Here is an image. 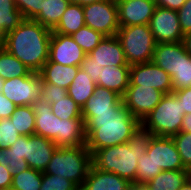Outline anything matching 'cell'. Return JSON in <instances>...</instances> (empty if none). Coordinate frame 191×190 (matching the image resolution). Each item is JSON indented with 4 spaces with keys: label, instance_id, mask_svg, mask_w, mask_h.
I'll list each match as a JSON object with an SVG mask.
<instances>
[{
    "label": "cell",
    "instance_id": "cell-1",
    "mask_svg": "<svg viewBox=\"0 0 191 190\" xmlns=\"http://www.w3.org/2000/svg\"><path fill=\"white\" fill-rule=\"evenodd\" d=\"M84 123L86 146L91 154L98 149L127 143L141 126L122 100L110 111L93 112Z\"/></svg>",
    "mask_w": 191,
    "mask_h": 190
},
{
    "label": "cell",
    "instance_id": "cell-2",
    "mask_svg": "<svg viewBox=\"0 0 191 190\" xmlns=\"http://www.w3.org/2000/svg\"><path fill=\"white\" fill-rule=\"evenodd\" d=\"M52 31L33 19H24L3 36L2 47L18 58L31 72L39 73L49 60Z\"/></svg>",
    "mask_w": 191,
    "mask_h": 190
},
{
    "label": "cell",
    "instance_id": "cell-3",
    "mask_svg": "<svg viewBox=\"0 0 191 190\" xmlns=\"http://www.w3.org/2000/svg\"><path fill=\"white\" fill-rule=\"evenodd\" d=\"M153 136L140 126L127 143L96 150L92 154V165L101 171L115 173L135 182L138 157L145 155Z\"/></svg>",
    "mask_w": 191,
    "mask_h": 190
},
{
    "label": "cell",
    "instance_id": "cell-4",
    "mask_svg": "<svg viewBox=\"0 0 191 190\" xmlns=\"http://www.w3.org/2000/svg\"><path fill=\"white\" fill-rule=\"evenodd\" d=\"M92 166V154L86 145L57 147L43 173L60 175L79 188Z\"/></svg>",
    "mask_w": 191,
    "mask_h": 190
},
{
    "label": "cell",
    "instance_id": "cell-5",
    "mask_svg": "<svg viewBox=\"0 0 191 190\" xmlns=\"http://www.w3.org/2000/svg\"><path fill=\"white\" fill-rule=\"evenodd\" d=\"M185 111L172 92L165 94L154 109L141 121V126L154 136L172 137L180 132Z\"/></svg>",
    "mask_w": 191,
    "mask_h": 190
},
{
    "label": "cell",
    "instance_id": "cell-6",
    "mask_svg": "<svg viewBox=\"0 0 191 190\" xmlns=\"http://www.w3.org/2000/svg\"><path fill=\"white\" fill-rule=\"evenodd\" d=\"M129 65L152 60L156 41L149 25L120 27L116 33Z\"/></svg>",
    "mask_w": 191,
    "mask_h": 190
},
{
    "label": "cell",
    "instance_id": "cell-7",
    "mask_svg": "<svg viewBox=\"0 0 191 190\" xmlns=\"http://www.w3.org/2000/svg\"><path fill=\"white\" fill-rule=\"evenodd\" d=\"M85 26L104 36L116 35L120 28L116 0H103L83 6Z\"/></svg>",
    "mask_w": 191,
    "mask_h": 190
},
{
    "label": "cell",
    "instance_id": "cell-8",
    "mask_svg": "<svg viewBox=\"0 0 191 190\" xmlns=\"http://www.w3.org/2000/svg\"><path fill=\"white\" fill-rule=\"evenodd\" d=\"M43 80L37 72L4 80L1 93L17 106H32L40 99Z\"/></svg>",
    "mask_w": 191,
    "mask_h": 190
},
{
    "label": "cell",
    "instance_id": "cell-9",
    "mask_svg": "<svg viewBox=\"0 0 191 190\" xmlns=\"http://www.w3.org/2000/svg\"><path fill=\"white\" fill-rule=\"evenodd\" d=\"M165 94L153 87L129 85L122 97L124 106L140 122L161 101Z\"/></svg>",
    "mask_w": 191,
    "mask_h": 190
},
{
    "label": "cell",
    "instance_id": "cell-10",
    "mask_svg": "<svg viewBox=\"0 0 191 190\" xmlns=\"http://www.w3.org/2000/svg\"><path fill=\"white\" fill-rule=\"evenodd\" d=\"M129 85L150 86L164 94L173 92L171 76L152 61L130 65Z\"/></svg>",
    "mask_w": 191,
    "mask_h": 190
},
{
    "label": "cell",
    "instance_id": "cell-11",
    "mask_svg": "<svg viewBox=\"0 0 191 190\" xmlns=\"http://www.w3.org/2000/svg\"><path fill=\"white\" fill-rule=\"evenodd\" d=\"M149 27L156 43L181 42L183 40L184 34L181 30L178 13L175 10L156 6Z\"/></svg>",
    "mask_w": 191,
    "mask_h": 190
},
{
    "label": "cell",
    "instance_id": "cell-12",
    "mask_svg": "<svg viewBox=\"0 0 191 190\" xmlns=\"http://www.w3.org/2000/svg\"><path fill=\"white\" fill-rule=\"evenodd\" d=\"M86 53L70 35L52 32L49 44V60L64 66H81Z\"/></svg>",
    "mask_w": 191,
    "mask_h": 190
},
{
    "label": "cell",
    "instance_id": "cell-13",
    "mask_svg": "<svg viewBox=\"0 0 191 190\" xmlns=\"http://www.w3.org/2000/svg\"><path fill=\"white\" fill-rule=\"evenodd\" d=\"M146 153L162 171L185 169L172 137L153 136Z\"/></svg>",
    "mask_w": 191,
    "mask_h": 190
},
{
    "label": "cell",
    "instance_id": "cell-14",
    "mask_svg": "<svg viewBox=\"0 0 191 190\" xmlns=\"http://www.w3.org/2000/svg\"><path fill=\"white\" fill-rule=\"evenodd\" d=\"M120 27L149 25L156 8L154 0H116Z\"/></svg>",
    "mask_w": 191,
    "mask_h": 190
},
{
    "label": "cell",
    "instance_id": "cell-15",
    "mask_svg": "<svg viewBox=\"0 0 191 190\" xmlns=\"http://www.w3.org/2000/svg\"><path fill=\"white\" fill-rule=\"evenodd\" d=\"M57 145L43 136H25V160L28 167L44 172Z\"/></svg>",
    "mask_w": 191,
    "mask_h": 190
},
{
    "label": "cell",
    "instance_id": "cell-16",
    "mask_svg": "<svg viewBox=\"0 0 191 190\" xmlns=\"http://www.w3.org/2000/svg\"><path fill=\"white\" fill-rule=\"evenodd\" d=\"M90 54L91 61L101 67L130 66L126 61L122 45L116 35L105 36Z\"/></svg>",
    "mask_w": 191,
    "mask_h": 190
},
{
    "label": "cell",
    "instance_id": "cell-17",
    "mask_svg": "<svg viewBox=\"0 0 191 190\" xmlns=\"http://www.w3.org/2000/svg\"><path fill=\"white\" fill-rule=\"evenodd\" d=\"M32 107L35 113V134L54 142L59 133L60 118L53 114L51 104L44 100H36Z\"/></svg>",
    "mask_w": 191,
    "mask_h": 190
},
{
    "label": "cell",
    "instance_id": "cell-18",
    "mask_svg": "<svg viewBox=\"0 0 191 190\" xmlns=\"http://www.w3.org/2000/svg\"><path fill=\"white\" fill-rule=\"evenodd\" d=\"M130 183L115 173L101 171L92 165L79 190H128Z\"/></svg>",
    "mask_w": 191,
    "mask_h": 190
},
{
    "label": "cell",
    "instance_id": "cell-19",
    "mask_svg": "<svg viewBox=\"0 0 191 190\" xmlns=\"http://www.w3.org/2000/svg\"><path fill=\"white\" fill-rule=\"evenodd\" d=\"M186 52L182 41L157 43L151 61L173 76L179 65V55H185Z\"/></svg>",
    "mask_w": 191,
    "mask_h": 190
},
{
    "label": "cell",
    "instance_id": "cell-20",
    "mask_svg": "<svg viewBox=\"0 0 191 190\" xmlns=\"http://www.w3.org/2000/svg\"><path fill=\"white\" fill-rule=\"evenodd\" d=\"M121 100L122 97L119 94L107 88L96 86L94 93L81 109L83 121L85 122L89 117L93 116V112L110 111Z\"/></svg>",
    "mask_w": 191,
    "mask_h": 190
},
{
    "label": "cell",
    "instance_id": "cell-21",
    "mask_svg": "<svg viewBox=\"0 0 191 190\" xmlns=\"http://www.w3.org/2000/svg\"><path fill=\"white\" fill-rule=\"evenodd\" d=\"M54 143L58 147L86 145L83 118L60 119L59 133Z\"/></svg>",
    "mask_w": 191,
    "mask_h": 190
},
{
    "label": "cell",
    "instance_id": "cell-22",
    "mask_svg": "<svg viewBox=\"0 0 191 190\" xmlns=\"http://www.w3.org/2000/svg\"><path fill=\"white\" fill-rule=\"evenodd\" d=\"M130 66L103 67L97 86L107 88L121 97L129 86Z\"/></svg>",
    "mask_w": 191,
    "mask_h": 190
},
{
    "label": "cell",
    "instance_id": "cell-23",
    "mask_svg": "<svg viewBox=\"0 0 191 190\" xmlns=\"http://www.w3.org/2000/svg\"><path fill=\"white\" fill-rule=\"evenodd\" d=\"M79 69V66H64L48 60L39 74L44 83H52L68 89Z\"/></svg>",
    "mask_w": 191,
    "mask_h": 190
},
{
    "label": "cell",
    "instance_id": "cell-24",
    "mask_svg": "<svg viewBox=\"0 0 191 190\" xmlns=\"http://www.w3.org/2000/svg\"><path fill=\"white\" fill-rule=\"evenodd\" d=\"M84 26L85 17L83 6L70 3L62 15L59 23L52 32L71 36Z\"/></svg>",
    "mask_w": 191,
    "mask_h": 190
},
{
    "label": "cell",
    "instance_id": "cell-25",
    "mask_svg": "<svg viewBox=\"0 0 191 190\" xmlns=\"http://www.w3.org/2000/svg\"><path fill=\"white\" fill-rule=\"evenodd\" d=\"M69 4L68 0H44L41 12L33 20L53 31Z\"/></svg>",
    "mask_w": 191,
    "mask_h": 190
},
{
    "label": "cell",
    "instance_id": "cell-26",
    "mask_svg": "<svg viewBox=\"0 0 191 190\" xmlns=\"http://www.w3.org/2000/svg\"><path fill=\"white\" fill-rule=\"evenodd\" d=\"M96 86L97 85L92 81L91 76L80 68L73 79L72 84L67 89V94L82 109L86 101L94 93Z\"/></svg>",
    "mask_w": 191,
    "mask_h": 190
},
{
    "label": "cell",
    "instance_id": "cell-27",
    "mask_svg": "<svg viewBox=\"0 0 191 190\" xmlns=\"http://www.w3.org/2000/svg\"><path fill=\"white\" fill-rule=\"evenodd\" d=\"M188 180V170H165L146 183L149 190H179Z\"/></svg>",
    "mask_w": 191,
    "mask_h": 190
},
{
    "label": "cell",
    "instance_id": "cell-28",
    "mask_svg": "<svg viewBox=\"0 0 191 190\" xmlns=\"http://www.w3.org/2000/svg\"><path fill=\"white\" fill-rule=\"evenodd\" d=\"M31 71L5 48L0 49V77L4 80L27 76Z\"/></svg>",
    "mask_w": 191,
    "mask_h": 190
},
{
    "label": "cell",
    "instance_id": "cell-29",
    "mask_svg": "<svg viewBox=\"0 0 191 190\" xmlns=\"http://www.w3.org/2000/svg\"><path fill=\"white\" fill-rule=\"evenodd\" d=\"M24 20L14 0H0V35L13 31Z\"/></svg>",
    "mask_w": 191,
    "mask_h": 190
},
{
    "label": "cell",
    "instance_id": "cell-30",
    "mask_svg": "<svg viewBox=\"0 0 191 190\" xmlns=\"http://www.w3.org/2000/svg\"><path fill=\"white\" fill-rule=\"evenodd\" d=\"M10 120L19 134L23 136L35 134V113L32 106H17Z\"/></svg>",
    "mask_w": 191,
    "mask_h": 190
},
{
    "label": "cell",
    "instance_id": "cell-31",
    "mask_svg": "<svg viewBox=\"0 0 191 190\" xmlns=\"http://www.w3.org/2000/svg\"><path fill=\"white\" fill-rule=\"evenodd\" d=\"M42 173L28 168L19 174L13 175L11 188L13 190H40Z\"/></svg>",
    "mask_w": 191,
    "mask_h": 190
},
{
    "label": "cell",
    "instance_id": "cell-32",
    "mask_svg": "<svg viewBox=\"0 0 191 190\" xmlns=\"http://www.w3.org/2000/svg\"><path fill=\"white\" fill-rule=\"evenodd\" d=\"M173 91L191 88V55H179V65L176 74L171 76Z\"/></svg>",
    "mask_w": 191,
    "mask_h": 190
},
{
    "label": "cell",
    "instance_id": "cell-33",
    "mask_svg": "<svg viewBox=\"0 0 191 190\" xmlns=\"http://www.w3.org/2000/svg\"><path fill=\"white\" fill-rule=\"evenodd\" d=\"M71 37L86 54H89L105 36L88 26H84L73 33Z\"/></svg>",
    "mask_w": 191,
    "mask_h": 190
},
{
    "label": "cell",
    "instance_id": "cell-34",
    "mask_svg": "<svg viewBox=\"0 0 191 190\" xmlns=\"http://www.w3.org/2000/svg\"><path fill=\"white\" fill-rule=\"evenodd\" d=\"M51 109L60 119L82 118L80 106L68 94L59 98L56 103H51Z\"/></svg>",
    "mask_w": 191,
    "mask_h": 190
},
{
    "label": "cell",
    "instance_id": "cell-35",
    "mask_svg": "<svg viewBox=\"0 0 191 190\" xmlns=\"http://www.w3.org/2000/svg\"><path fill=\"white\" fill-rule=\"evenodd\" d=\"M138 158L137 172L135 175L136 183L146 184L162 172L160 168H156L154 162L147 153H145L144 156H140Z\"/></svg>",
    "mask_w": 191,
    "mask_h": 190
},
{
    "label": "cell",
    "instance_id": "cell-36",
    "mask_svg": "<svg viewBox=\"0 0 191 190\" xmlns=\"http://www.w3.org/2000/svg\"><path fill=\"white\" fill-rule=\"evenodd\" d=\"M0 164L9 168L12 176L29 168L27 161L10 148L0 149Z\"/></svg>",
    "mask_w": 191,
    "mask_h": 190
},
{
    "label": "cell",
    "instance_id": "cell-37",
    "mask_svg": "<svg viewBox=\"0 0 191 190\" xmlns=\"http://www.w3.org/2000/svg\"><path fill=\"white\" fill-rule=\"evenodd\" d=\"M184 168L191 170V132H182L172 136Z\"/></svg>",
    "mask_w": 191,
    "mask_h": 190
},
{
    "label": "cell",
    "instance_id": "cell-38",
    "mask_svg": "<svg viewBox=\"0 0 191 190\" xmlns=\"http://www.w3.org/2000/svg\"><path fill=\"white\" fill-rule=\"evenodd\" d=\"M40 190H79V187L71 180L60 175L42 173Z\"/></svg>",
    "mask_w": 191,
    "mask_h": 190
},
{
    "label": "cell",
    "instance_id": "cell-39",
    "mask_svg": "<svg viewBox=\"0 0 191 190\" xmlns=\"http://www.w3.org/2000/svg\"><path fill=\"white\" fill-rule=\"evenodd\" d=\"M20 136L10 118L0 119V149L9 148Z\"/></svg>",
    "mask_w": 191,
    "mask_h": 190
},
{
    "label": "cell",
    "instance_id": "cell-40",
    "mask_svg": "<svg viewBox=\"0 0 191 190\" xmlns=\"http://www.w3.org/2000/svg\"><path fill=\"white\" fill-rule=\"evenodd\" d=\"M24 19H34L40 12L44 0H14Z\"/></svg>",
    "mask_w": 191,
    "mask_h": 190
},
{
    "label": "cell",
    "instance_id": "cell-41",
    "mask_svg": "<svg viewBox=\"0 0 191 190\" xmlns=\"http://www.w3.org/2000/svg\"><path fill=\"white\" fill-rule=\"evenodd\" d=\"M67 95V89L56 86L52 83H44L41 89L40 99L48 103H56L59 98H64Z\"/></svg>",
    "mask_w": 191,
    "mask_h": 190
},
{
    "label": "cell",
    "instance_id": "cell-42",
    "mask_svg": "<svg viewBox=\"0 0 191 190\" xmlns=\"http://www.w3.org/2000/svg\"><path fill=\"white\" fill-rule=\"evenodd\" d=\"M177 13L183 34L191 32V0H186Z\"/></svg>",
    "mask_w": 191,
    "mask_h": 190
},
{
    "label": "cell",
    "instance_id": "cell-43",
    "mask_svg": "<svg viewBox=\"0 0 191 190\" xmlns=\"http://www.w3.org/2000/svg\"><path fill=\"white\" fill-rule=\"evenodd\" d=\"M81 70L86 72L91 76L92 81L97 84L98 79L100 77V72L103 67L99 66L97 63L91 61V54H86L83 62L80 66Z\"/></svg>",
    "mask_w": 191,
    "mask_h": 190
},
{
    "label": "cell",
    "instance_id": "cell-44",
    "mask_svg": "<svg viewBox=\"0 0 191 190\" xmlns=\"http://www.w3.org/2000/svg\"><path fill=\"white\" fill-rule=\"evenodd\" d=\"M178 97V104H181L182 109L185 111V115L191 113V88H185L182 90L173 91Z\"/></svg>",
    "mask_w": 191,
    "mask_h": 190
},
{
    "label": "cell",
    "instance_id": "cell-45",
    "mask_svg": "<svg viewBox=\"0 0 191 190\" xmlns=\"http://www.w3.org/2000/svg\"><path fill=\"white\" fill-rule=\"evenodd\" d=\"M17 105L11 102L4 94L0 93V119L10 118Z\"/></svg>",
    "mask_w": 191,
    "mask_h": 190
},
{
    "label": "cell",
    "instance_id": "cell-46",
    "mask_svg": "<svg viewBox=\"0 0 191 190\" xmlns=\"http://www.w3.org/2000/svg\"><path fill=\"white\" fill-rule=\"evenodd\" d=\"M12 174L9 168L0 164V190L11 188Z\"/></svg>",
    "mask_w": 191,
    "mask_h": 190
},
{
    "label": "cell",
    "instance_id": "cell-47",
    "mask_svg": "<svg viewBox=\"0 0 191 190\" xmlns=\"http://www.w3.org/2000/svg\"><path fill=\"white\" fill-rule=\"evenodd\" d=\"M157 7L178 11L186 0H154Z\"/></svg>",
    "mask_w": 191,
    "mask_h": 190
},
{
    "label": "cell",
    "instance_id": "cell-48",
    "mask_svg": "<svg viewBox=\"0 0 191 190\" xmlns=\"http://www.w3.org/2000/svg\"><path fill=\"white\" fill-rule=\"evenodd\" d=\"M9 148L10 150H13L14 153L25 159V136L21 135Z\"/></svg>",
    "mask_w": 191,
    "mask_h": 190
},
{
    "label": "cell",
    "instance_id": "cell-49",
    "mask_svg": "<svg viewBox=\"0 0 191 190\" xmlns=\"http://www.w3.org/2000/svg\"><path fill=\"white\" fill-rule=\"evenodd\" d=\"M180 131L191 132V113L184 115Z\"/></svg>",
    "mask_w": 191,
    "mask_h": 190
},
{
    "label": "cell",
    "instance_id": "cell-50",
    "mask_svg": "<svg viewBox=\"0 0 191 190\" xmlns=\"http://www.w3.org/2000/svg\"><path fill=\"white\" fill-rule=\"evenodd\" d=\"M182 43L187 53L191 55V32H188L183 35Z\"/></svg>",
    "mask_w": 191,
    "mask_h": 190
},
{
    "label": "cell",
    "instance_id": "cell-51",
    "mask_svg": "<svg viewBox=\"0 0 191 190\" xmlns=\"http://www.w3.org/2000/svg\"><path fill=\"white\" fill-rule=\"evenodd\" d=\"M128 190H149V188L146 184L131 182Z\"/></svg>",
    "mask_w": 191,
    "mask_h": 190
},
{
    "label": "cell",
    "instance_id": "cell-52",
    "mask_svg": "<svg viewBox=\"0 0 191 190\" xmlns=\"http://www.w3.org/2000/svg\"><path fill=\"white\" fill-rule=\"evenodd\" d=\"M69 3H73V4H79L81 6H85L88 4H93V3H97L103 0H68Z\"/></svg>",
    "mask_w": 191,
    "mask_h": 190
},
{
    "label": "cell",
    "instance_id": "cell-53",
    "mask_svg": "<svg viewBox=\"0 0 191 190\" xmlns=\"http://www.w3.org/2000/svg\"><path fill=\"white\" fill-rule=\"evenodd\" d=\"M179 190H191V183L189 180H187Z\"/></svg>",
    "mask_w": 191,
    "mask_h": 190
},
{
    "label": "cell",
    "instance_id": "cell-54",
    "mask_svg": "<svg viewBox=\"0 0 191 190\" xmlns=\"http://www.w3.org/2000/svg\"><path fill=\"white\" fill-rule=\"evenodd\" d=\"M3 84H4V79H2V78L0 77V93H1V91H2V86H3Z\"/></svg>",
    "mask_w": 191,
    "mask_h": 190
},
{
    "label": "cell",
    "instance_id": "cell-55",
    "mask_svg": "<svg viewBox=\"0 0 191 190\" xmlns=\"http://www.w3.org/2000/svg\"><path fill=\"white\" fill-rule=\"evenodd\" d=\"M188 180H189L190 183H191V170H188Z\"/></svg>",
    "mask_w": 191,
    "mask_h": 190
},
{
    "label": "cell",
    "instance_id": "cell-56",
    "mask_svg": "<svg viewBox=\"0 0 191 190\" xmlns=\"http://www.w3.org/2000/svg\"><path fill=\"white\" fill-rule=\"evenodd\" d=\"M3 37L0 35V49L2 48Z\"/></svg>",
    "mask_w": 191,
    "mask_h": 190
}]
</instances>
